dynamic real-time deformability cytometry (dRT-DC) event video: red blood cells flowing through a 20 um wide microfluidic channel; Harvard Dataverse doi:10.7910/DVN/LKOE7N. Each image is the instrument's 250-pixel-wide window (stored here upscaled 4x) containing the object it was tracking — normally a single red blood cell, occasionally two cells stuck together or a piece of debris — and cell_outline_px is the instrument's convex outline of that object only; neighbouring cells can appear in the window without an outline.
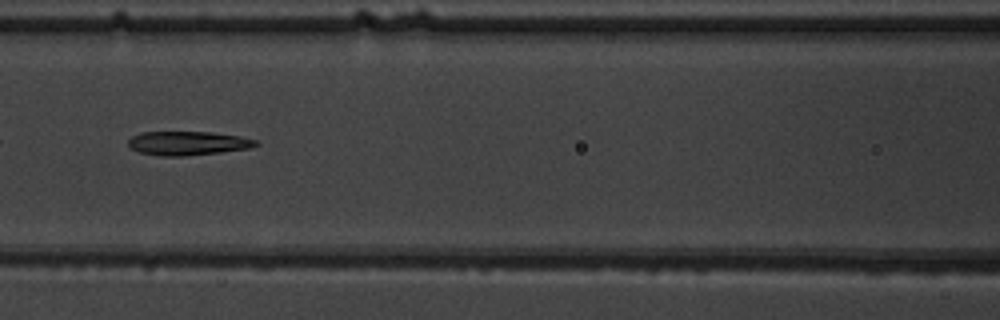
{"species": "common noctule bat (a hibernating species)", "species_latin": "Nyctalus noctula", "temperature_condition": "warm", "stored_images_in_passage": 3, "camera_frame_rate_fps": 3000, "um_per_image_px": 0.085, "animal": {"sex": "male", "body_mass_g": 19.5, "forearm_length_mm": 54.6}, "frame": {"image": 1, "passage_image": 3, "time_ms": 2.333, "image_size_px": [1000, 320], "cell_outline_px": [[260, 144], [252, 148], [220, 152], [184, 156], [160, 156], [140, 152], [128, 148], [128, 140], [132, 136], [140, 132], [212, 132], [240, 136], [256, 140]], "centroid_in_image_um": [15.96, 12.17], "position_along_channel_um": 150.6, "area_um2": 17.92}}